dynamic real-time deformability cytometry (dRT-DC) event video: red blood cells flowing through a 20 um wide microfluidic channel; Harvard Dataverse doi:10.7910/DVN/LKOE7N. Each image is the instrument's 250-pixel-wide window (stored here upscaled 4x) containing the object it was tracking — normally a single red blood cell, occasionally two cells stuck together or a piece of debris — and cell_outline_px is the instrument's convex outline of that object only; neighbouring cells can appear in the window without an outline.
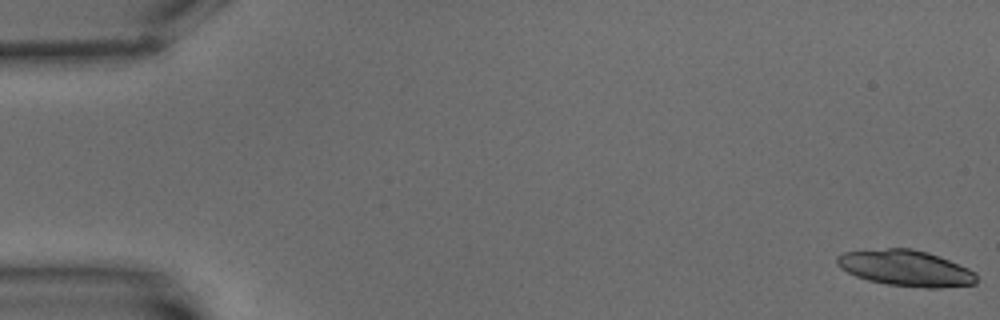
{"species": "common noctule bat (a hibernating species)", "species_latin": "Nyctalus noctula", "temperature_condition": "warm", "stored_images_in_passage": 6, "camera_frame_rate_fps": 3000, "um_per_image_px": 0.085, "animal": {"sex": "male", "body_mass_g": 15.6}, "frame": {"image": 1, "passage_image": 1, "time_ms": 0.0, "image_size_px": [1000, 320], "cell_outline_px": [[976, 284], [940, 288], [928, 288], [888, 284], [868, 280], [856, 276], [840, 268], [836, 264], [836, 256], [844, 252], [888, 248], [912, 248], [928, 252], [968, 268], [976, 272]], "centroid_in_image_um": [76.99, 22.79], "position_along_channel_um": 8.0, "area_um2": 29.19}}
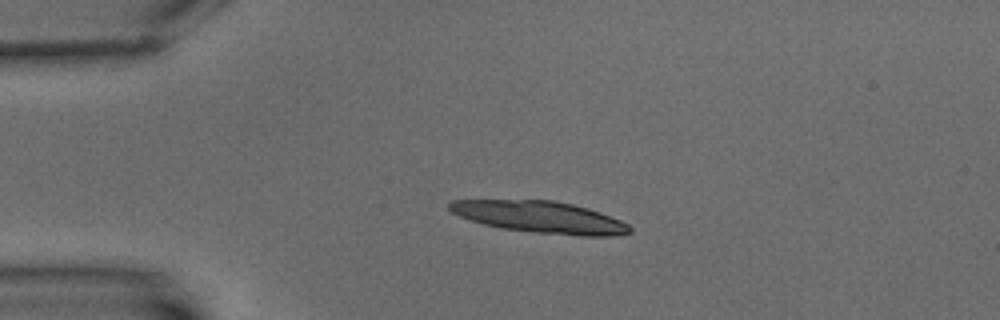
{"frame": {"image": 2, "passage_image": 5, "time_ms": 4.667, "image_size_px": [1000, 320], "cell_outline_px": [[632, 232], [612, 236], [580, 236], [500, 228], [484, 224], [460, 216], [452, 212], [448, 208], [448, 204], [452, 200], [556, 200], [588, 208], [600, 212], [620, 220], [628, 224], [632, 228]], "centroid_in_image_um": [45.93, 18.44], "position_along_channel_um": 39.1, "area_um2": 33.12}}